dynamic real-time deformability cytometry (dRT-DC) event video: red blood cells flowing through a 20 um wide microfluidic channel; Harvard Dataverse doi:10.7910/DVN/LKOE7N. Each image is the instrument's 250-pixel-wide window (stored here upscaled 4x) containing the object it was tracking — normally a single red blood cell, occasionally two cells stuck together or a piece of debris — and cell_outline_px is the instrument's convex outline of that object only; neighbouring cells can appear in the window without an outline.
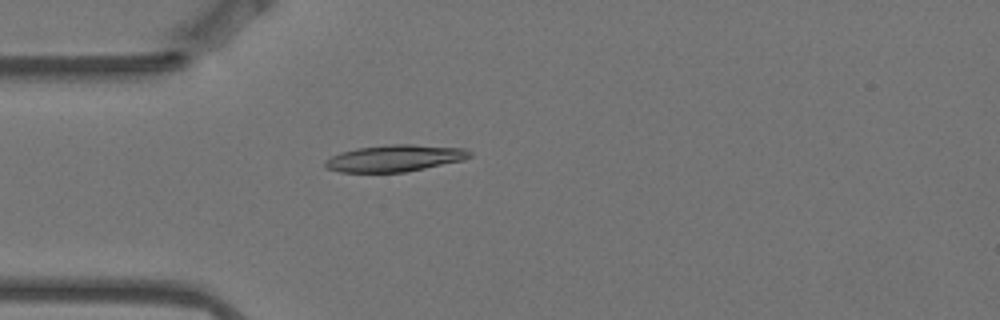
{"species": "Egyptian fruit bat (a non-hibernating species)", "species_latin": "Rousettus aegyptiacus", "temperature_condition": "warm", "stored_images_in_passage": 4, "camera_frame_rate_fps": 3000, "um_per_image_px": 0.085, "animal": {"sex": "female"}, "frame": {"image": 1, "passage_image": 4, "time_ms": 1.0, "image_size_px": [1000, 320], "cell_outline_px": [[472, 156], [464, 160], [404, 172], [340, 172], [324, 168], [324, 160], [340, 152], [356, 148], [392, 144], [412, 144], [464, 148], [472, 152]], "centroid_in_image_um": [33.54, 13.44], "position_along_channel_um": 51.5, "area_um2": 22.6}}